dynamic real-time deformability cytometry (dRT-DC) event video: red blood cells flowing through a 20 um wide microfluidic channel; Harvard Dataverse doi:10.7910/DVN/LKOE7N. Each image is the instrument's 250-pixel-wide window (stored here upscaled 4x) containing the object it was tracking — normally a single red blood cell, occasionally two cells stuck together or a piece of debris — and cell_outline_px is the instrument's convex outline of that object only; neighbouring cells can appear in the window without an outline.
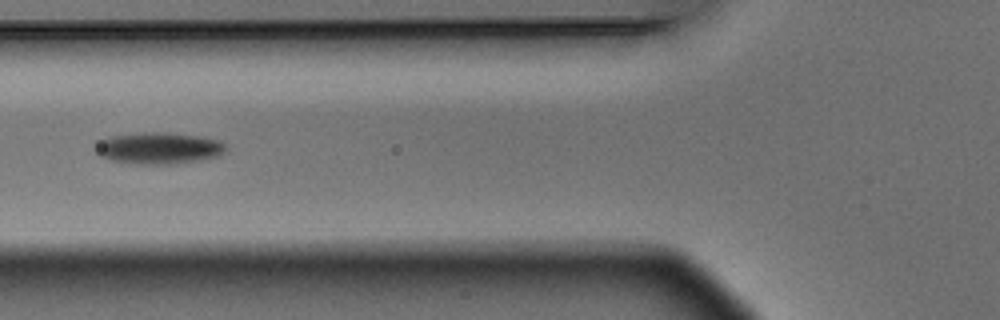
{"species": "Egyptian fruit bat (a non-hibernating species)", "species_latin": "Rousettus aegyptiacus", "temperature_condition": "warm", "stored_images_in_passage": 4, "camera_frame_rate_fps": 3000, "um_per_image_px": 0.085, "animal": {"sex": "male"}, "frame": {"image": 1, "passage_image": 2, "time_ms": 0.333, "image_size_px": [1000, 320], "cell_outline_px": [[228, 144], [224, 152], [220, 156], [200, 160], [176, 164], [128, 164], [108, 160], [100, 156], [96, 152], [96, 144], [100, 140], [108, 136], [144, 132], [168, 132], [204, 136], [220, 140]], "centroid_in_image_um": [13.52, 12.59], "position_along_channel_um": 112.3, "area_um2": 24.68}}
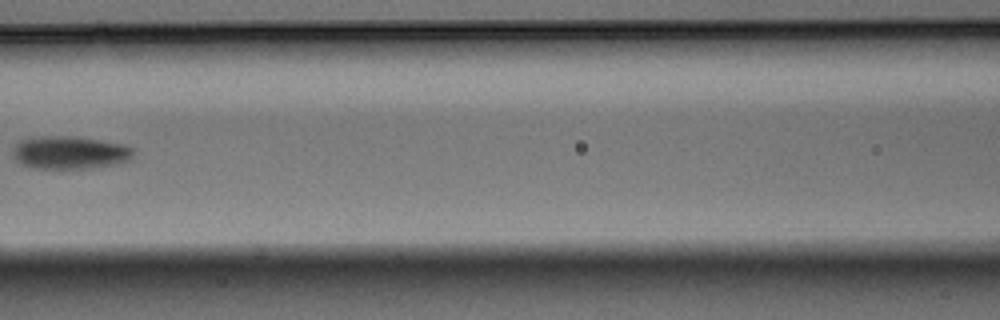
{"frame": {"image": 2, "passage_image": 3, "time_ms": 0.667, "image_size_px": [1000, 320], "cell_outline_px": [[132, 156], [128, 160], [116, 164], [88, 168], [32, 168], [20, 164], [12, 156], [12, 152], [16, 144], [20, 140], [40, 136], [72, 136], [100, 140], [124, 144], [132, 148]], "centroid_in_image_um": [5.89, 12.96], "position_along_channel_um": 160.7, "area_um2": 23.06}}
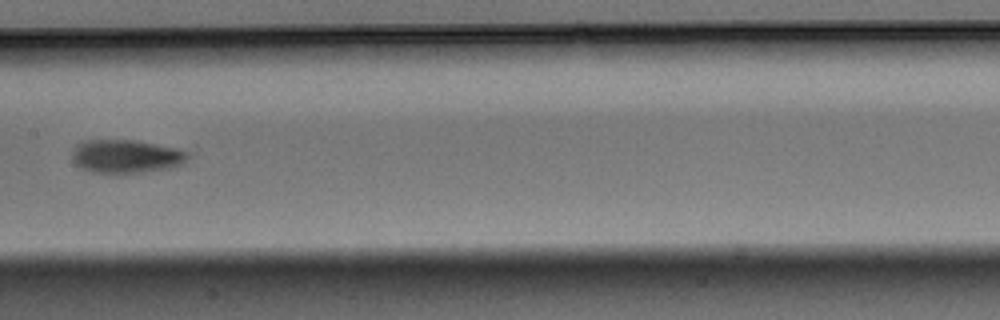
{"frame": {"image": 3, "passage_image": 4, "time_ms": 1.0, "image_size_px": [1000, 320], "cell_outline_px": [[188, 160], [184, 164], [172, 168], [120, 176], [92, 172], [80, 168], [72, 160], [72, 152], [76, 144], [84, 140], [132, 140], [156, 144], [176, 148], [188, 152]], "centroid_in_image_um": [10.71, 13.33], "position_along_channel_um": 196.7, "area_um2": 23.35}}